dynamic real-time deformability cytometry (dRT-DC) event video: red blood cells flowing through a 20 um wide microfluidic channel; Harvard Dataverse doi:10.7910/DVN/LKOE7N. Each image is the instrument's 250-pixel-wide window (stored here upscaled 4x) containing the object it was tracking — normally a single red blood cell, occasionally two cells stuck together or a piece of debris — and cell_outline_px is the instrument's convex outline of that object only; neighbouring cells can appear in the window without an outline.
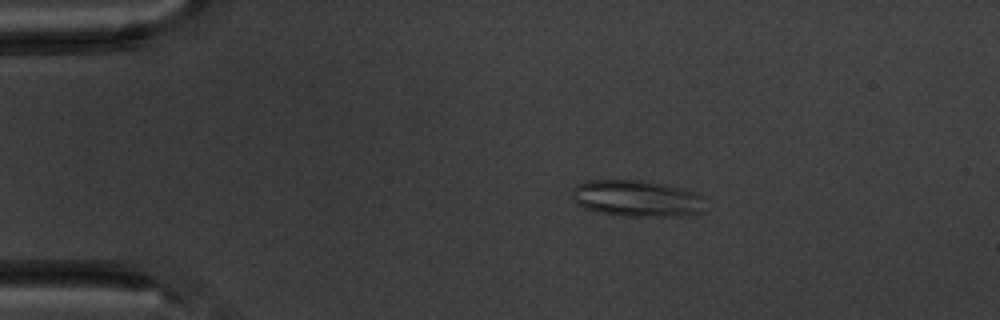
{"species": "common noctule bat (a hibernating species)", "species_latin": "Nyctalus noctula", "temperature_condition": "warm", "stored_images_in_passage": 7, "camera_frame_rate_fps": 3000, "um_per_image_px": 0.085, "animal": {"sex": "male", "body_mass_g": 20.1, "forearm_length_mm": 53.5}, "frame": {"image": 1, "passage_image": 4, "time_ms": 3.333, "image_size_px": [1000, 320], "cell_outline_px": [[704, 212], [688, 216], [620, 216], [600, 212], [584, 208], [576, 204], [572, 200], [572, 188], [576, 184], [584, 180], [644, 180], [692, 192], [700, 196]], "centroid_in_image_um": [54.03, 16.88], "position_along_channel_um": 31.0, "area_um2": 28.26}}
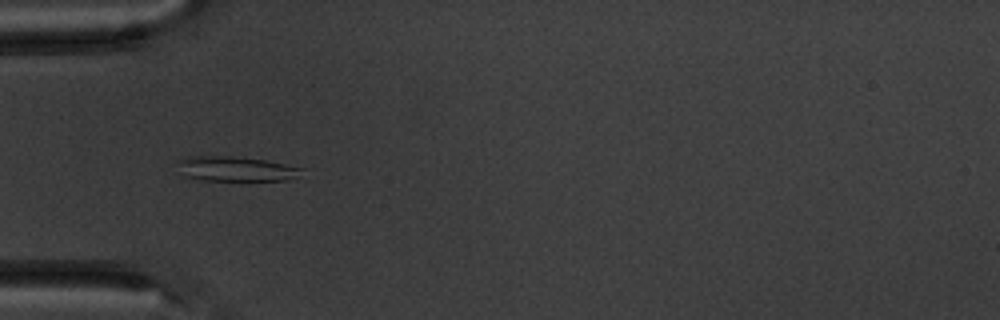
{"frame": {"image": 2, "passage_image": 6, "time_ms": 5.667, "image_size_px": [1000, 320], "cell_outline_px": [[304, 168], [292, 176], [284, 180], [200, 180], [184, 176], [176, 160], [188, 156], [236, 156], [264, 160]], "centroid_in_image_um": [19.93, 14.33], "position_along_channel_um": 65.1, "area_um2": 17.57}}